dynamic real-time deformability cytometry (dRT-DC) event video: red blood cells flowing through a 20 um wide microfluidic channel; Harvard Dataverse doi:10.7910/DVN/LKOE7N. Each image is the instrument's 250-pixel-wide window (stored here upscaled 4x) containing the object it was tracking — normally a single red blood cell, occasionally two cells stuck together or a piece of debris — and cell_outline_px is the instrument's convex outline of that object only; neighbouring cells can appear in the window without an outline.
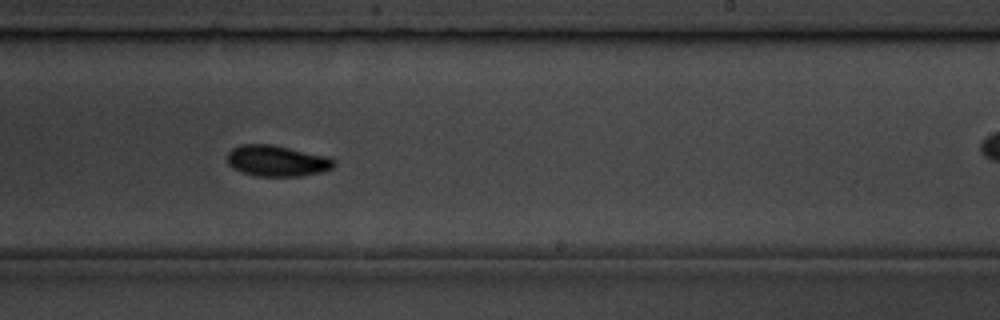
{"species": "common noctule bat (a hibernating species)", "species_latin": "Nyctalus noctula", "temperature_condition": "room temperature", "stored_images_in_passage": 49, "camera_frame_rate_fps": 3000, "um_per_image_px": 0.085, "animal": {"sex": "male", "body_mass_g": 19.5, "forearm_length_mm": 54.6}, "frame": {"image": 1, "passage_image": 35, "time_ms": 11.333, "image_size_px": [1000, 320], "cell_outline_px": [[336, 164], [332, 168], [320, 172], [300, 176], [256, 176], [240, 172], [232, 168], [228, 164], [228, 152], [232, 148], [240, 144], [272, 144], [332, 156], [336, 160]], "centroid_in_image_um": [23.57, 13.66], "position_along_channel_um": 265.4, "area_um2": 19.71}, "authors_computed_cell_mechanics": {"area_um2": 18.6116, "velocity_mm_per_s": 3.6012, "shape_relaxation_time_tau1_ms": 2.9276, "shape_relaxation_time_tau2_ms": null, "deformation_change_tau1": 0.1242, "deformation_change_tau2": null}}